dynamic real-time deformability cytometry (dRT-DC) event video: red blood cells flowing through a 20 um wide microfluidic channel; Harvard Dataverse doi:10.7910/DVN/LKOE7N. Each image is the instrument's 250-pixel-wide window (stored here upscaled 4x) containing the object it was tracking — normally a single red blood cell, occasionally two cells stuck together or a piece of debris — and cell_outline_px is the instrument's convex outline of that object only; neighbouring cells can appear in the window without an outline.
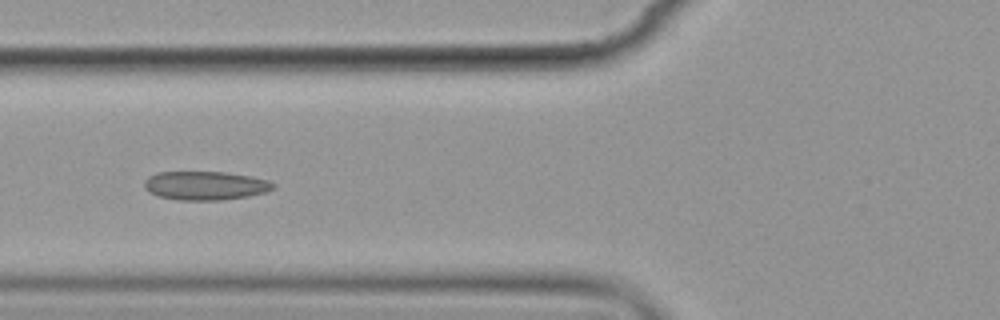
{"species": "common noctule bat (a hibernating species)", "species_latin": "Nyctalus noctula", "temperature_condition": "cold", "stored_images_in_passage": 13, "camera_frame_rate_fps": 3000, "um_per_image_px": 0.085, "animal": {"sex": "female", "body_mass_g": 19.9}, "frame": {"image": 1, "passage_image": 6, "time_ms": 6.667, "image_size_px": [1000, 320], "cell_outline_px": [[276, 188], [264, 192], [248, 196], [220, 200], [180, 200], [156, 196], [148, 192], [144, 188], [144, 180], [148, 176], [156, 172], [224, 172], [248, 176], [268, 180], [276, 184]], "centroid_in_image_um": [17.41, 15.78], "position_along_channel_um": 108.4, "area_um2": 21.68}}
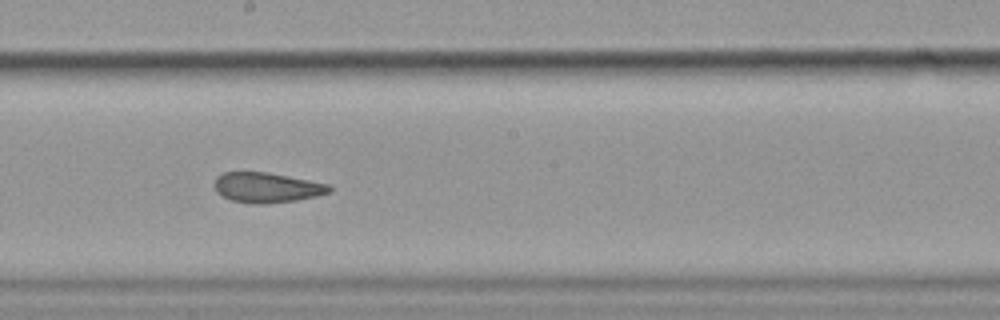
{"frame": {"image": 2, "passage_image": 9, "time_ms": 10.0, "image_size_px": [1000, 320], "cell_outline_px": [[332, 192], [316, 196], [296, 200], [264, 204], [252, 204], [232, 200], [216, 192], [216, 176], [224, 172], [268, 172], [328, 184], [332, 188]], "centroid_in_image_um": [22.7, 15.94], "position_along_channel_um": 225.5, "area_um2": 20.0}}
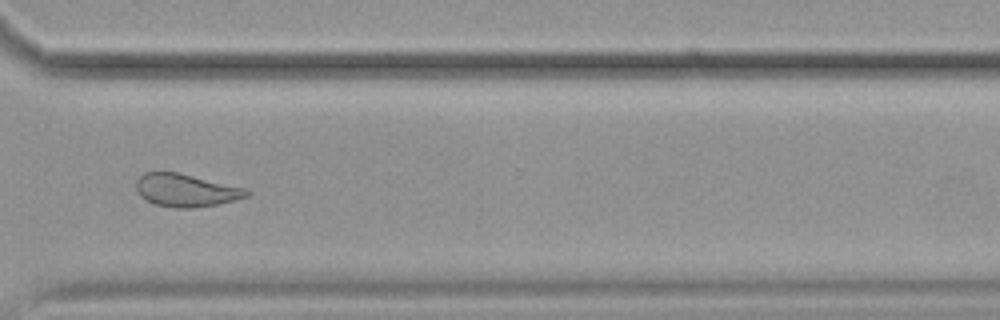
{"frame": {"image": 3, "passage_image": 12, "time_ms": 13.667, "image_size_px": [1000, 320], "cell_outline_px": [[252, 192], [248, 196], [236, 200], [216, 204], [192, 208], [176, 208], [156, 204], [140, 196], [136, 188], [136, 180], [144, 172], [180, 172], [248, 188]], "centroid_in_image_um": [15.86, 16.16], "position_along_channel_um": 354.7, "area_um2": 21.33}, "authors_computed_cell_mechanics": {"area_um2": 21.5016, "velocity_mm_per_s": 3.5208, "shape_relaxation_time_tau1_ms": null, "shape_relaxation_time_tau2_ms": 2.3842, "deformation_change_tau1": null, "deformation_change_tau2": 0.0617}}